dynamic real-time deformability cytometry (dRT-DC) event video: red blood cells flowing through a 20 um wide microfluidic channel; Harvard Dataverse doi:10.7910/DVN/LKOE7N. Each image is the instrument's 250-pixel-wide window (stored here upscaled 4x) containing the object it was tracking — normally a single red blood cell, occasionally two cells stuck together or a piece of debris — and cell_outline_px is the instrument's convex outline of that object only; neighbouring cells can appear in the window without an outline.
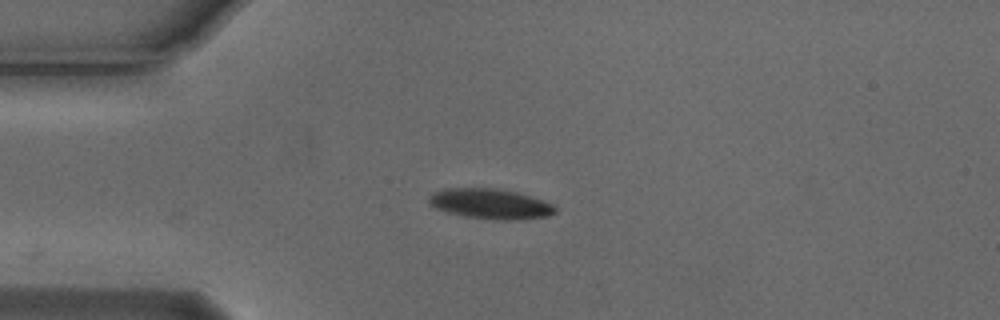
{"species": "Egyptian fruit bat (a non-hibernating species)", "species_latin": "Rousettus aegyptiacus", "temperature_condition": "cold", "stored_images_in_passage": 33, "camera_frame_rate_fps": 3000, "um_per_image_px": 0.085, "animal": {"sex": "male"}, "frame": {"image": 1, "passage_image": 1, "time_ms": 0.0, "image_size_px": [1000, 320], "cell_outline_px": [[556, 212], [548, 216], [520, 220], [496, 220], [464, 216], [448, 212], [436, 208], [428, 200], [428, 196], [432, 192], [444, 188], [496, 188], [516, 192], [544, 200], [552, 204], [556, 208]], "centroid_in_image_um": [41.69, 17.32], "position_along_channel_um": 43.3, "area_um2": 22.31}}
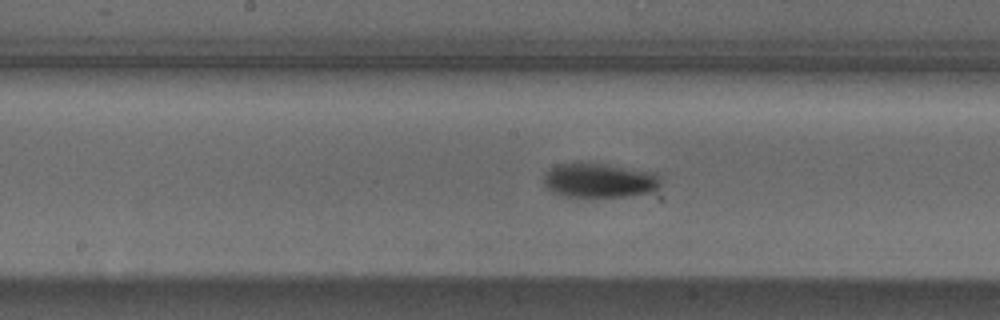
{"frame": {"image": 2, "passage_image": 15, "time_ms": 4.667, "image_size_px": [1000, 320], "cell_outline_px": [[660, 184], [652, 192], [624, 196], [564, 196], [552, 192], [544, 184], [544, 172], [548, 168], [556, 164], [604, 164], [656, 172], [660, 176]], "centroid_in_image_um": [50.94, 15.33], "position_along_channel_um": 197.3, "area_um2": 23.24}}
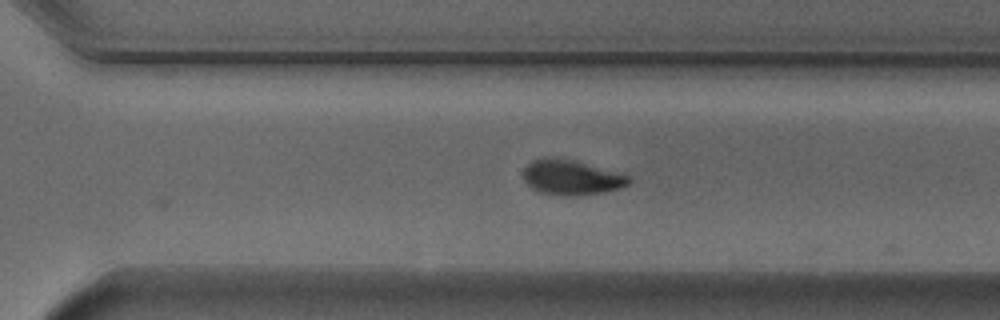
{"frame": {"image": 3, "passage_image": 25, "time_ms": 8.0, "image_size_px": [1000, 320], "cell_outline_px": [[632, 180], [628, 184], [620, 188], [604, 192], [572, 196], [568, 196], [540, 192], [532, 188], [524, 180], [524, 168], [532, 160], [552, 156], [572, 160], [624, 172], [632, 176]], "centroid_in_image_um": [48.64, 15.06], "position_along_channel_um": 322.0, "area_um2": 21.79}, "authors_computed_cell_mechanics": {"area_um2": 23.2356, "velocity_mm_per_s": 3.7478, "shape_relaxation_time_tau1_ms": 3.8778, "shape_relaxation_time_tau2_ms": null, "deformation_change_tau1": 0.1424, "deformation_change_tau2": null}}